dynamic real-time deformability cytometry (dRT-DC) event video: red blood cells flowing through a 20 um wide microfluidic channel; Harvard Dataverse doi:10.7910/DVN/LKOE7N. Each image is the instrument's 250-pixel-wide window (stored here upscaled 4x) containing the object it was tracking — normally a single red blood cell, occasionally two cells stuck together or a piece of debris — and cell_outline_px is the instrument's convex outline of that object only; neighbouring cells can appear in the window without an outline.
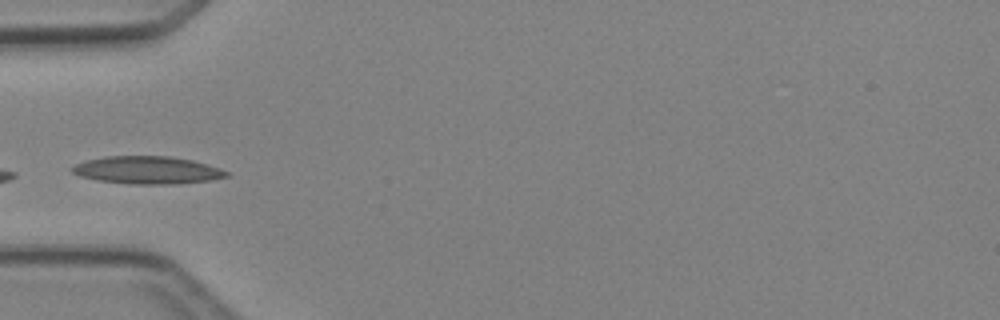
{"species": "Egyptian fruit bat (a non-hibernating species)", "species_latin": "Rousettus aegyptiacus", "temperature_condition": "cold", "stored_images_in_passage": 5, "camera_frame_rate_fps": 3000, "um_per_image_px": 0.085, "animal": {"sex": "female"}, "frame": {"image": 1, "passage_image": 4, "time_ms": 3.333, "image_size_px": [1000, 320], "cell_outline_px": [[228, 176], [212, 180], [176, 184], [132, 184], [100, 180], [80, 176], [72, 172], [72, 168], [76, 164], [88, 160], [104, 156], [168, 156], [192, 160], [220, 168], [228, 172]], "centroid_in_image_um": [12.55, 14.46], "position_along_channel_um": 72.4, "area_um2": 24.62}}
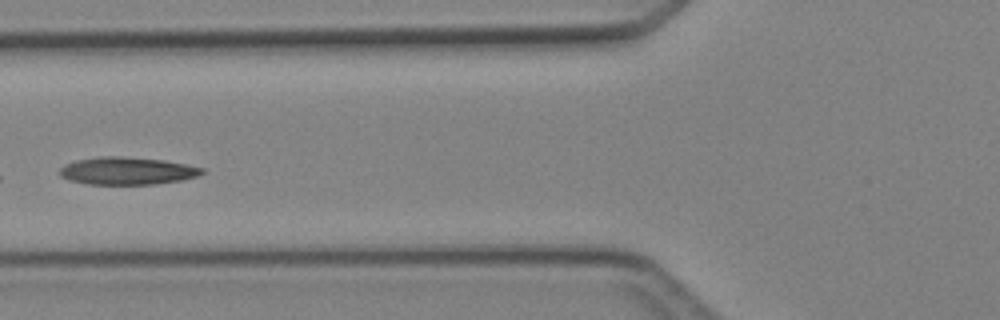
{"frame": {"image": 2, "passage_image": 5, "time_ms": 4.333, "image_size_px": [1000, 320], "cell_outline_px": [[204, 172], [196, 176], [180, 180], [152, 184], [88, 184], [68, 180], [60, 176], [60, 168], [64, 164], [76, 160], [100, 156], [120, 156], [164, 160], [204, 168]], "centroid_in_image_um": [10.76, 14.52], "position_along_channel_um": 115.0, "area_um2": 22.72}}